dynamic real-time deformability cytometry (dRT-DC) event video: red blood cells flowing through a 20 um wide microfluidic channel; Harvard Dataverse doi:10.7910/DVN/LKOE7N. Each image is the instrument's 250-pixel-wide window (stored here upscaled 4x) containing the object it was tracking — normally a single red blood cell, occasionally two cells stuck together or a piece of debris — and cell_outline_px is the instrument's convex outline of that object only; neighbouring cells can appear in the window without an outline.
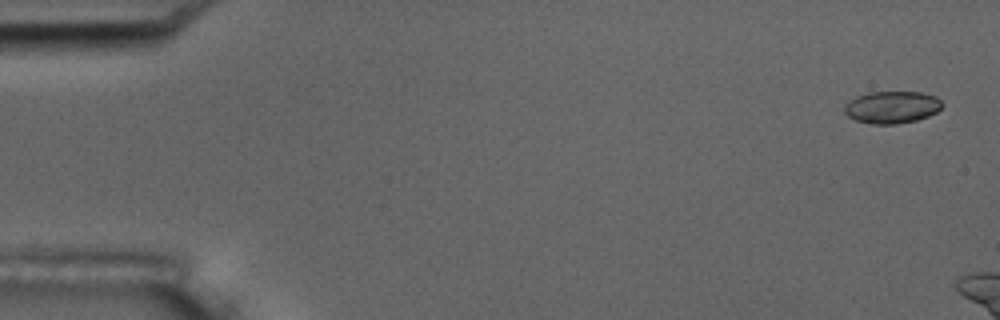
{"species": "common noctule bat (a hibernating species)", "species_latin": "Nyctalus noctula", "temperature_condition": "room temperature", "stored_images_in_passage": 3, "camera_frame_rate_fps": 3000, "um_per_image_px": 0.085, "animal": {"sex": "male", "body_mass_g": 17.5, "forearm_length_mm": 52.3}, "frame": {"image": 1, "passage_image": 1, "time_ms": 0.0, "image_size_px": [1000, 320], "cell_outline_px": [[944, 104], [936, 112], [928, 116], [916, 120], [896, 124], [872, 124], [856, 120], [848, 116], [844, 112], [844, 104], [856, 96], [868, 92], [920, 92], [936, 96]], "centroid_in_image_um": [75.8, 9.11], "position_along_channel_um": 9.2, "area_um2": 18.38}}